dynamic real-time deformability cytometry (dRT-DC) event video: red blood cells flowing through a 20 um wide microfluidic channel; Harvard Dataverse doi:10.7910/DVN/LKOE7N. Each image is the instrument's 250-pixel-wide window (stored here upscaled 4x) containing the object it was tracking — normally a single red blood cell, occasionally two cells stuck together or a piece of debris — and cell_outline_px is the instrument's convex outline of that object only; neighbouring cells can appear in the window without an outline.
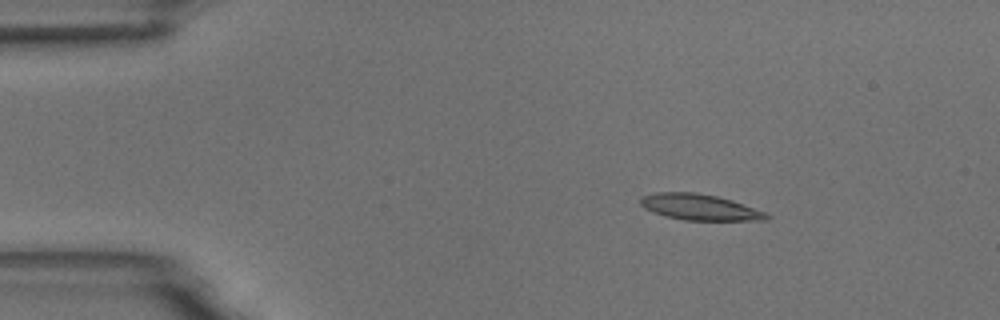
{"species": "common noctule bat (a hibernating species)", "species_latin": "Nyctalus noctula", "temperature_condition": "room temperature", "stored_images_in_passage": 45, "camera_frame_rate_fps": 3000, "um_per_image_px": 0.085, "animal": {"sex": "male", "body_mass_g": 18.8}, "frame": {"image": 1, "passage_image": 1, "time_ms": 0.0, "image_size_px": [1000, 320], "cell_outline_px": [[772, 216], [768, 220], [684, 220], [664, 216], [652, 212], [644, 208], [640, 204], [640, 200], [644, 196], [656, 192], [696, 192], [716, 196], [732, 200], [768, 212]], "centroid_in_image_um": [59.52, 17.61], "position_along_channel_um": 25.5, "area_um2": 19.25}}
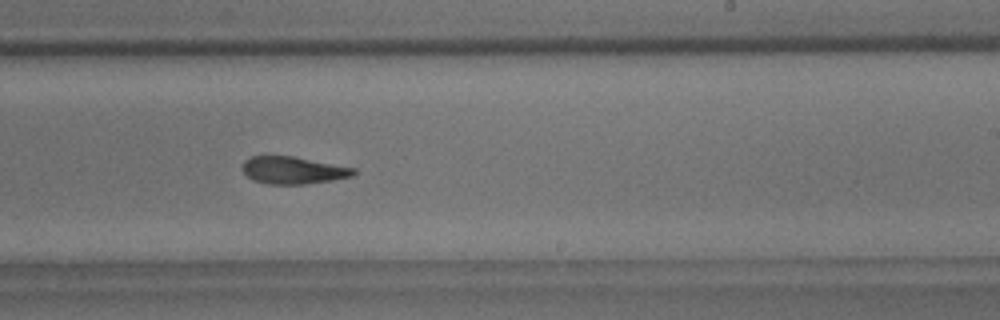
{"frame": {"image": 2, "passage_image": 26, "time_ms": 8.333, "image_size_px": [1000, 320], "cell_outline_px": [[356, 172], [352, 176], [332, 180], [304, 184], [268, 184], [252, 180], [240, 168], [240, 164], [244, 160], [252, 156], [292, 156], [356, 168]], "centroid_in_image_um": [24.87, 14.47], "position_along_channel_um": 264.1, "area_um2": 17.74}}
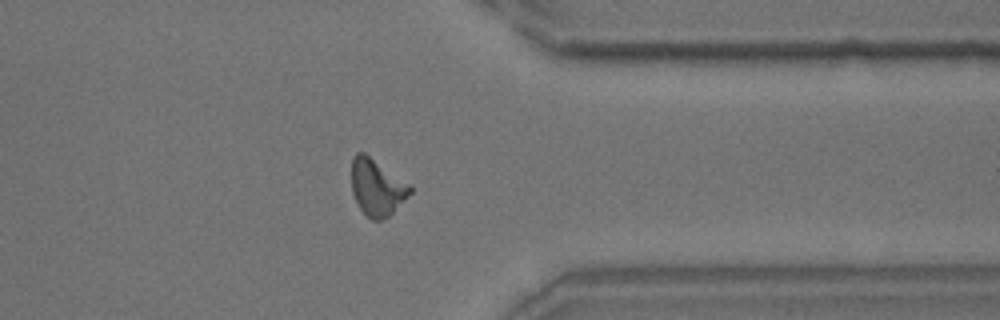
{"frame": {"image": 3, "passage_image": 36, "time_ms": 11.667, "image_size_px": [1000, 320], "cell_outline_px": [[412, 192], [388, 216], [380, 220], [372, 220], [360, 208], [352, 192], [352, 160], [356, 152], [364, 152], [412, 184]], "centroid_in_image_um": [32.06, 15.89], "position_along_channel_um": 379.3, "area_um2": 19.25}}